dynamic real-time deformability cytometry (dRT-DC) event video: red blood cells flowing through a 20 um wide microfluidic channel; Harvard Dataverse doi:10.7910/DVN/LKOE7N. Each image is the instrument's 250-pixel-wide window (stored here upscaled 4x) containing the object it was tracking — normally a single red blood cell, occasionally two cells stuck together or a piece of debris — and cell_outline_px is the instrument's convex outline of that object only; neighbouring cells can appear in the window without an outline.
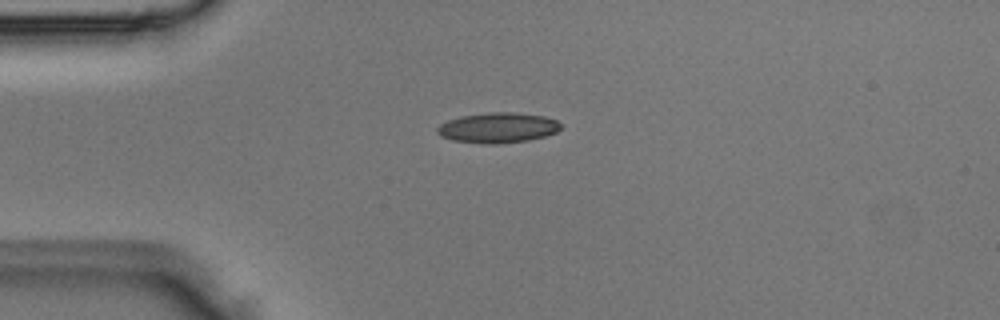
{"species": "Egyptian fruit bat (a non-hibernating species)", "species_latin": "Rousettus aegyptiacus", "temperature_condition": "room temperature", "stored_images_in_passage": 4, "camera_frame_rate_fps": 3000, "um_per_image_px": 0.085, "animal": {"sex": "male"}, "frame": {"image": 1, "passage_image": 4, "time_ms": 1.0, "image_size_px": [1000, 320], "cell_outline_px": [[560, 128], [556, 132], [544, 136], [528, 140], [496, 144], [488, 144], [452, 140], [440, 136], [436, 132], [436, 128], [440, 124], [448, 120], [460, 116], [488, 112], [512, 112], [544, 116], [556, 120], [560, 124]], "centroid_in_image_um": [42.28, 10.85], "position_along_channel_um": 42.7, "area_um2": 21.73}}